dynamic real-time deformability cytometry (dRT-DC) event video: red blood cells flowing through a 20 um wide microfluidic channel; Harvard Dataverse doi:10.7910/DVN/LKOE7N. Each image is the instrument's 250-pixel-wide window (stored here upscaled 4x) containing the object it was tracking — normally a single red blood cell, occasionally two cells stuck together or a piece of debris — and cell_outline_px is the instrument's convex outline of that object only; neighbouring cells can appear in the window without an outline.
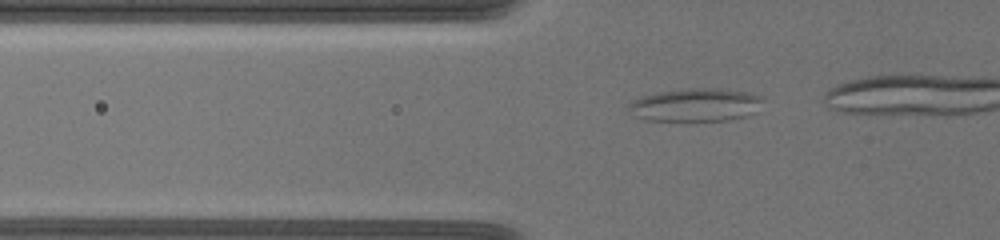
{"species": "common noctule bat (a hibernating species)", "species_latin": "Nyctalus noctula", "temperature_condition": "warm", "stored_images_in_passage": 25, "camera_frame_rate_fps": 3000, "um_per_image_px": 0.085, "animal": {"sex": "female", "body_mass_g": 19.5, "forearm_length_mm": 54.1}, "frame": {"image": 1, "passage_image": 15, "time_ms": 4.667, "image_size_px": [1000, 240], "cell_outline_px": [[760, 100], [752, 112], [748, 116], [724, 120], [644, 120], [628, 112], [628, 104], [632, 100], [640, 96], [660, 92], [688, 88], [716, 88], [748, 92], [760, 96]], "centroid_in_image_um": [59.02, 8.91], "position_along_channel_um": 66.8, "area_um2": 25.49}}